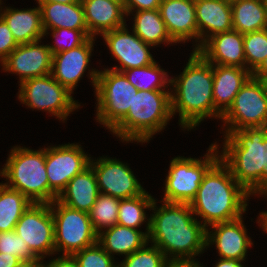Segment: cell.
<instances>
[{
  "mask_svg": "<svg viewBox=\"0 0 267 267\" xmlns=\"http://www.w3.org/2000/svg\"><path fill=\"white\" fill-rule=\"evenodd\" d=\"M155 201L150 208L154 214L147 219L148 241L167 259H193L201 254L206 248L207 228L192 216L190 204L163 201L156 209Z\"/></svg>",
  "mask_w": 267,
  "mask_h": 267,
  "instance_id": "obj_1",
  "label": "cell"
},
{
  "mask_svg": "<svg viewBox=\"0 0 267 267\" xmlns=\"http://www.w3.org/2000/svg\"><path fill=\"white\" fill-rule=\"evenodd\" d=\"M171 85L175 91L170 94L171 113L174 116L179 112L183 129H193L206 117L221 119L222 115L214 108L213 64L197 51L191 53L183 72L178 77H171Z\"/></svg>",
  "mask_w": 267,
  "mask_h": 267,
  "instance_id": "obj_2",
  "label": "cell"
},
{
  "mask_svg": "<svg viewBox=\"0 0 267 267\" xmlns=\"http://www.w3.org/2000/svg\"><path fill=\"white\" fill-rule=\"evenodd\" d=\"M220 160L250 194L267 196V127L233 130L225 135Z\"/></svg>",
  "mask_w": 267,
  "mask_h": 267,
  "instance_id": "obj_3",
  "label": "cell"
},
{
  "mask_svg": "<svg viewBox=\"0 0 267 267\" xmlns=\"http://www.w3.org/2000/svg\"><path fill=\"white\" fill-rule=\"evenodd\" d=\"M250 194L235 180L220 158L204 174L190 203L205 227L243 217ZM208 224V225H207Z\"/></svg>",
  "mask_w": 267,
  "mask_h": 267,
  "instance_id": "obj_4",
  "label": "cell"
},
{
  "mask_svg": "<svg viewBox=\"0 0 267 267\" xmlns=\"http://www.w3.org/2000/svg\"><path fill=\"white\" fill-rule=\"evenodd\" d=\"M169 91L137 90L127 115L111 130L123 141L148 142L152 136L165 129L171 119Z\"/></svg>",
  "mask_w": 267,
  "mask_h": 267,
  "instance_id": "obj_5",
  "label": "cell"
},
{
  "mask_svg": "<svg viewBox=\"0 0 267 267\" xmlns=\"http://www.w3.org/2000/svg\"><path fill=\"white\" fill-rule=\"evenodd\" d=\"M0 176L6 186L20 191L32 203L49 204V183L45 167V148L31 150L13 147Z\"/></svg>",
  "mask_w": 267,
  "mask_h": 267,
  "instance_id": "obj_6",
  "label": "cell"
},
{
  "mask_svg": "<svg viewBox=\"0 0 267 267\" xmlns=\"http://www.w3.org/2000/svg\"><path fill=\"white\" fill-rule=\"evenodd\" d=\"M97 100V120L110 131L127 115L137 88L122 72L112 69L89 72Z\"/></svg>",
  "mask_w": 267,
  "mask_h": 267,
  "instance_id": "obj_7",
  "label": "cell"
},
{
  "mask_svg": "<svg viewBox=\"0 0 267 267\" xmlns=\"http://www.w3.org/2000/svg\"><path fill=\"white\" fill-rule=\"evenodd\" d=\"M218 145L212 144L202 159L175 157L165 180L162 201L190 204L196 196L202 178L207 170L219 159Z\"/></svg>",
  "mask_w": 267,
  "mask_h": 267,
  "instance_id": "obj_8",
  "label": "cell"
},
{
  "mask_svg": "<svg viewBox=\"0 0 267 267\" xmlns=\"http://www.w3.org/2000/svg\"><path fill=\"white\" fill-rule=\"evenodd\" d=\"M54 220L55 252L73 255L97 243L89 214L70 208L55 199L50 203Z\"/></svg>",
  "mask_w": 267,
  "mask_h": 267,
  "instance_id": "obj_9",
  "label": "cell"
},
{
  "mask_svg": "<svg viewBox=\"0 0 267 267\" xmlns=\"http://www.w3.org/2000/svg\"><path fill=\"white\" fill-rule=\"evenodd\" d=\"M221 119L227 126L225 134L244 128L267 127L266 82L251 76Z\"/></svg>",
  "mask_w": 267,
  "mask_h": 267,
  "instance_id": "obj_10",
  "label": "cell"
},
{
  "mask_svg": "<svg viewBox=\"0 0 267 267\" xmlns=\"http://www.w3.org/2000/svg\"><path fill=\"white\" fill-rule=\"evenodd\" d=\"M18 99L32 109L48 111L64 121L69 114L80 107L72 93L51 74L27 79L20 84Z\"/></svg>",
  "mask_w": 267,
  "mask_h": 267,
  "instance_id": "obj_11",
  "label": "cell"
},
{
  "mask_svg": "<svg viewBox=\"0 0 267 267\" xmlns=\"http://www.w3.org/2000/svg\"><path fill=\"white\" fill-rule=\"evenodd\" d=\"M91 157L78 144L45 148V167L49 183V204L65 189L68 182L90 164Z\"/></svg>",
  "mask_w": 267,
  "mask_h": 267,
  "instance_id": "obj_12",
  "label": "cell"
},
{
  "mask_svg": "<svg viewBox=\"0 0 267 267\" xmlns=\"http://www.w3.org/2000/svg\"><path fill=\"white\" fill-rule=\"evenodd\" d=\"M15 232L39 259L55 254L54 220L50 204L32 203L17 222Z\"/></svg>",
  "mask_w": 267,
  "mask_h": 267,
  "instance_id": "obj_13",
  "label": "cell"
},
{
  "mask_svg": "<svg viewBox=\"0 0 267 267\" xmlns=\"http://www.w3.org/2000/svg\"><path fill=\"white\" fill-rule=\"evenodd\" d=\"M95 173L101 194L119 199H128L145 192L129 166L121 161L101 157L89 164Z\"/></svg>",
  "mask_w": 267,
  "mask_h": 267,
  "instance_id": "obj_14",
  "label": "cell"
},
{
  "mask_svg": "<svg viewBox=\"0 0 267 267\" xmlns=\"http://www.w3.org/2000/svg\"><path fill=\"white\" fill-rule=\"evenodd\" d=\"M127 25L113 29L102 34L109 50L118 62L120 67L114 66L112 70L122 72L131 68H141L155 62L150 53L151 45L146 44L132 30L129 34Z\"/></svg>",
  "mask_w": 267,
  "mask_h": 267,
  "instance_id": "obj_15",
  "label": "cell"
},
{
  "mask_svg": "<svg viewBox=\"0 0 267 267\" xmlns=\"http://www.w3.org/2000/svg\"><path fill=\"white\" fill-rule=\"evenodd\" d=\"M39 42L19 44L2 62L4 71L18 74L20 83L51 74L52 52L48 45H39Z\"/></svg>",
  "mask_w": 267,
  "mask_h": 267,
  "instance_id": "obj_16",
  "label": "cell"
},
{
  "mask_svg": "<svg viewBox=\"0 0 267 267\" xmlns=\"http://www.w3.org/2000/svg\"><path fill=\"white\" fill-rule=\"evenodd\" d=\"M244 226L242 217L211 225L214 232L206 229V247L213 243L216 244L221 259L245 260L247 249L253 243L247 236Z\"/></svg>",
  "mask_w": 267,
  "mask_h": 267,
  "instance_id": "obj_17",
  "label": "cell"
},
{
  "mask_svg": "<svg viewBox=\"0 0 267 267\" xmlns=\"http://www.w3.org/2000/svg\"><path fill=\"white\" fill-rule=\"evenodd\" d=\"M196 51L211 64L246 69L243 34L236 30L214 34Z\"/></svg>",
  "mask_w": 267,
  "mask_h": 267,
  "instance_id": "obj_18",
  "label": "cell"
},
{
  "mask_svg": "<svg viewBox=\"0 0 267 267\" xmlns=\"http://www.w3.org/2000/svg\"><path fill=\"white\" fill-rule=\"evenodd\" d=\"M94 37H89L82 45L53 55L51 75L71 93L88 68Z\"/></svg>",
  "mask_w": 267,
  "mask_h": 267,
  "instance_id": "obj_19",
  "label": "cell"
},
{
  "mask_svg": "<svg viewBox=\"0 0 267 267\" xmlns=\"http://www.w3.org/2000/svg\"><path fill=\"white\" fill-rule=\"evenodd\" d=\"M160 14L170 37L177 43L196 39L198 27L194 0H162Z\"/></svg>",
  "mask_w": 267,
  "mask_h": 267,
  "instance_id": "obj_20",
  "label": "cell"
},
{
  "mask_svg": "<svg viewBox=\"0 0 267 267\" xmlns=\"http://www.w3.org/2000/svg\"><path fill=\"white\" fill-rule=\"evenodd\" d=\"M198 27L196 51L214 34L233 30L231 2L228 0H194ZM209 33V34H208Z\"/></svg>",
  "mask_w": 267,
  "mask_h": 267,
  "instance_id": "obj_21",
  "label": "cell"
},
{
  "mask_svg": "<svg viewBox=\"0 0 267 267\" xmlns=\"http://www.w3.org/2000/svg\"><path fill=\"white\" fill-rule=\"evenodd\" d=\"M90 37L104 34L126 24L122 0H85L81 2Z\"/></svg>",
  "mask_w": 267,
  "mask_h": 267,
  "instance_id": "obj_22",
  "label": "cell"
},
{
  "mask_svg": "<svg viewBox=\"0 0 267 267\" xmlns=\"http://www.w3.org/2000/svg\"><path fill=\"white\" fill-rule=\"evenodd\" d=\"M252 76L245 68L213 64L214 108L223 115L232 105L242 86Z\"/></svg>",
  "mask_w": 267,
  "mask_h": 267,
  "instance_id": "obj_23",
  "label": "cell"
},
{
  "mask_svg": "<svg viewBox=\"0 0 267 267\" xmlns=\"http://www.w3.org/2000/svg\"><path fill=\"white\" fill-rule=\"evenodd\" d=\"M99 194L95 173L89 165L68 182L57 200L70 208L88 213Z\"/></svg>",
  "mask_w": 267,
  "mask_h": 267,
  "instance_id": "obj_24",
  "label": "cell"
},
{
  "mask_svg": "<svg viewBox=\"0 0 267 267\" xmlns=\"http://www.w3.org/2000/svg\"><path fill=\"white\" fill-rule=\"evenodd\" d=\"M0 0V5H1ZM1 9V8H0ZM2 9L0 10V12ZM0 16L7 23L18 44H26L41 40L44 37L40 6L32 9H3Z\"/></svg>",
  "mask_w": 267,
  "mask_h": 267,
  "instance_id": "obj_25",
  "label": "cell"
},
{
  "mask_svg": "<svg viewBox=\"0 0 267 267\" xmlns=\"http://www.w3.org/2000/svg\"><path fill=\"white\" fill-rule=\"evenodd\" d=\"M41 9L44 36L48 30L67 28L73 30H88L83 5L80 1L76 3H38ZM47 32V33H46Z\"/></svg>",
  "mask_w": 267,
  "mask_h": 267,
  "instance_id": "obj_26",
  "label": "cell"
},
{
  "mask_svg": "<svg viewBox=\"0 0 267 267\" xmlns=\"http://www.w3.org/2000/svg\"><path fill=\"white\" fill-rule=\"evenodd\" d=\"M149 231L132 229L116 224L101 231L97 236V243L109 254L118 253L126 257L141 249L148 242Z\"/></svg>",
  "mask_w": 267,
  "mask_h": 267,
  "instance_id": "obj_27",
  "label": "cell"
},
{
  "mask_svg": "<svg viewBox=\"0 0 267 267\" xmlns=\"http://www.w3.org/2000/svg\"><path fill=\"white\" fill-rule=\"evenodd\" d=\"M233 30L242 34L267 28L266 0L231 1Z\"/></svg>",
  "mask_w": 267,
  "mask_h": 267,
  "instance_id": "obj_28",
  "label": "cell"
},
{
  "mask_svg": "<svg viewBox=\"0 0 267 267\" xmlns=\"http://www.w3.org/2000/svg\"><path fill=\"white\" fill-rule=\"evenodd\" d=\"M134 16L133 32L146 44L176 43L169 35L160 10H139Z\"/></svg>",
  "mask_w": 267,
  "mask_h": 267,
  "instance_id": "obj_29",
  "label": "cell"
},
{
  "mask_svg": "<svg viewBox=\"0 0 267 267\" xmlns=\"http://www.w3.org/2000/svg\"><path fill=\"white\" fill-rule=\"evenodd\" d=\"M31 204L20 191L0 183V232L15 230L20 217Z\"/></svg>",
  "mask_w": 267,
  "mask_h": 267,
  "instance_id": "obj_30",
  "label": "cell"
},
{
  "mask_svg": "<svg viewBox=\"0 0 267 267\" xmlns=\"http://www.w3.org/2000/svg\"><path fill=\"white\" fill-rule=\"evenodd\" d=\"M127 80L142 91L163 90L170 85L168 74L160 68L156 61L148 66L141 68H131L122 71ZM166 84L168 86H166Z\"/></svg>",
  "mask_w": 267,
  "mask_h": 267,
  "instance_id": "obj_31",
  "label": "cell"
},
{
  "mask_svg": "<svg viewBox=\"0 0 267 267\" xmlns=\"http://www.w3.org/2000/svg\"><path fill=\"white\" fill-rule=\"evenodd\" d=\"M153 202L154 198L146 191L133 198L120 199L117 224L138 229L143 222H146L145 209L149 210Z\"/></svg>",
  "mask_w": 267,
  "mask_h": 267,
  "instance_id": "obj_32",
  "label": "cell"
},
{
  "mask_svg": "<svg viewBox=\"0 0 267 267\" xmlns=\"http://www.w3.org/2000/svg\"><path fill=\"white\" fill-rule=\"evenodd\" d=\"M119 198L99 194L94 205L88 212L93 229L97 234L117 224Z\"/></svg>",
  "mask_w": 267,
  "mask_h": 267,
  "instance_id": "obj_33",
  "label": "cell"
},
{
  "mask_svg": "<svg viewBox=\"0 0 267 267\" xmlns=\"http://www.w3.org/2000/svg\"><path fill=\"white\" fill-rule=\"evenodd\" d=\"M246 69L251 73L267 56V28L243 34Z\"/></svg>",
  "mask_w": 267,
  "mask_h": 267,
  "instance_id": "obj_34",
  "label": "cell"
},
{
  "mask_svg": "<svg viewBox=\"0 0 267 267\" xmlns=\"http://www.w3.org/2000/svg\"><path fill=\"white\" fill-rule=\"evenodd\" d=\"M147 245L125 257L118 267H164L167 257L155 245Z\"/></svg>",
  "mask_w": 267,
  "mask_h": 267,
  "instance_id": "obj_35",
  "label": "cell"
},
{
  "mask_svg": "<svg viewBox=\"0 0 267 267\" xmlns=\"http://www.w3.org/2000/svg\"><path fill=\"white\" fill-rule=\"evenodd\" d=\"M0 253L13 255L21 261H34L39 259L26 244V242L17 235L15 230L0 232Z\"/></svg>",
  "mask_w": 267,
  "mask_h": 267,
  "instance_id": "obj_36",
  "label": "cell"
},
{
  "mask_svg": "<svg viewBox=\"0 0 267 267\" xmlns=\"http://www.w3.org/2000/svg\"><path fill=\"white\" fill-rule=\"evenodd\" d=\"M78 267H118L114 257L109 255L98 243L72 255Z\"/></svg>",
  "mask_w": 267,
  "mask_h": 267,
  "instance_id": "obj_37",
  "label": "cell"
},
{
  "mask_svg": "<svg viewBox=\"0 0 267 267\" xmlns=\"http://www.w3.org/2000/svg\"><path fill=\"white\" fill-rule=\"evenodd\" d=\"M51 31L53 38H55L56 40L55 45L51 46L48 45V48L51 50L52 55L78 47L82 45L90 37L88 30H73L67 28H58ZM61 35L66 36L67 39L70 37L71 40L68 39L69 40L68 45L67 43L63 45L62 42H59L60 39L59 36L61 37Z\"/></svg>",
  "mask_w": 267,
  "mask_h": 267,
  "instance_id": "obj_38",
  "label": "cell"
},
{
  "mask_svg": "<svg viewBox=\"0 0 267 267\" xmlns=\"http://www.w3.org/2000/svg\"><path fill=\"white\" fill-rule=\"evenodd\" d=\"M18 45L7 23L0 16V62L2 63Z\"/></svg>",
  "mask_w": 267,
  "mask_h": 267,
  "instance_id": "obj_39",
  "label": "cell"
},
{
  "mask_svg": "<svg viewBox=\"0 0 267 267\" xmlns=\"http://www.w3.org/2000/svg\"><path fill=\"white\" fill-rule=\"evenodd\" d=\"M162 0H122L127 17L133 11L159 9Z\"/></svg>",
  "mask_w": 267,
  "mask_h": 267,
  "instance_id": "obj_40",
  "label": "cell"
},
{
  "mask_svg": "<svg viewBox=\"0 0 267 267\" xmlns=\"http://www.w3.org/2000/svg\"><path fill=\"white\" fill-rule=\"evenodd\" d=\"M44 267H78L76 260L71 255H62L56 259L44 263Z\"/></svg>",
  "mask_w": 267,
  "mask_h": 267,
  "instance_id": "obj_41",
  "label": "cell"
},
{
  "mask_svg": "<svg viewBox=\"0 0 267 267\" xmlns=\"http://www.w3.org/2000/svg\"><path fill=\"white\" fill-rule=\"evenodd\" d=\"M195 259H168L164 267H203Z\"/></svg>",
  "mask_w": 267,
  "mask_h": 267,
  "instance_id": "obj_42",
  "label": "cell"
},
{
  "mask_svg": "<svg viewBox=\"0 0 267 267\" xmlns=\"http://www.w3.org/2000/svg\"><path fill=\"white\" fill-rule=\"evenodd\" d=\"M21 260L13 255L0 253V267H15Z\"/></svg>",
  "mask_w": 267,
  "mask_h": 267,
  "instance_id": "obj_43",
  "label": "cell"
},
{
  "mask_svg": "<svg viewBox=\"0 0 267 267\" xmlns=\"http://www.w3.org/2000/svg\"><path fill=\"white\" fill-rule=\"evenodd\" d=\"M252 77L263 82L267 81V56L261 64L252 72Z\"/></svg>",
  "mask_w": 267,
  "mask_h": 267,
  "instance_id": "obj_44",
  "label": "cell"
},
{
  "mask_svg": "<svg viewBox=\"0 0 267 267\" xmlns=\"http://www.w3.org/2000/svg\"><path fill=\"white\" fill-rule=\"evenodd\" d=\"M241 262L236 259H220L215 267H244Z\"/></svg>",
  "mask_w": 267,
  "mask_h": 267,
  "instance_id": "obj_45",
  "label": "cell"
},
{
  "mask_svg": "<svg viewBox=\"0 0 267 267\" xmlns=\"http://www.w3.org/2000/svg\"><path fill=\"white\" fill-rule=\"evenodd\" d=\"M43 259H37L34 261H21L15 267H44Z\"/></svg>",
  "mask_w": 267,
  "mask_h": 267,
  "instance_id": "obj_46",
  "label": "cell"
},
{
  "mask_svg": "<svg viewBox=\"0 0 267 267\" xmlns=\"http://www.w3.org/2000/svg\"><path fill=\"white\" fill-rule=\"evenodd\" d=\"M258 219H259L258 223L260 222L261 224L260 226L262 227V229H264L263 231H266L267 233V211L261 212Z\"/></svg>",
  "mask_w": 267,
  "mask_h": 267,
  "instance_id": "obj_47",
  "label": "cell"
},
{
  "mask_svg": "<svg viewBox=\"0 0 267 267\" xmlns=\"http://www.w3.org/2000/svg\"><path fill=\"white\" fill-rule=\"evenodd\" d=\"M38 3H49V2H59V3H76L78 0H37Z\"/></svg>",
  "mask_w": 267,
  "mask_h": 267,
  "instance_id": "obj_48",
  "label": "cell"
}]
</instances>
